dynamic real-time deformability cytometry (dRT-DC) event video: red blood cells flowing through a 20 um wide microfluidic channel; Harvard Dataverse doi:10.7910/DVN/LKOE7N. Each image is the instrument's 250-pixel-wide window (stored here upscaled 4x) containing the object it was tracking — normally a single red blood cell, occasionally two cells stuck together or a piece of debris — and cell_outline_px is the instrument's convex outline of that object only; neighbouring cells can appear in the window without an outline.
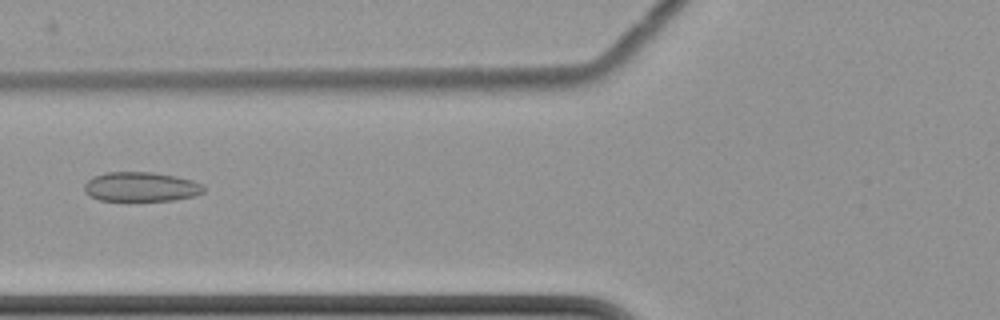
{"species": "common noctule bat (a hibernating species)", "species_latin": "Nyctalus noctula", "temperature_condition": "cold", "stored_images_in_passage": 4, "camera_frame_rate_fps": 3000, "um_per_image_px": 0.085, "animal": {"sex": "female", "body_mass_g": 22.7, "forearm_length_mm": 54.2}, "frame": {"image": 1, "passage_image": 4, "time_ms": 3.667, "image_size_px": [1000, 320], "cell_outline_px": [[204, 192], [196, 196], [172, 200], [100, 200], [84, 192], [84, 184], [92, 176], [108, 172], [152, 172], [176, 176], [192, 180], [204, 184]], "centroid_in_image_um": [12.01, 15.87], "position_along_channel_um": 113.8, "area_um2": 20.52}}